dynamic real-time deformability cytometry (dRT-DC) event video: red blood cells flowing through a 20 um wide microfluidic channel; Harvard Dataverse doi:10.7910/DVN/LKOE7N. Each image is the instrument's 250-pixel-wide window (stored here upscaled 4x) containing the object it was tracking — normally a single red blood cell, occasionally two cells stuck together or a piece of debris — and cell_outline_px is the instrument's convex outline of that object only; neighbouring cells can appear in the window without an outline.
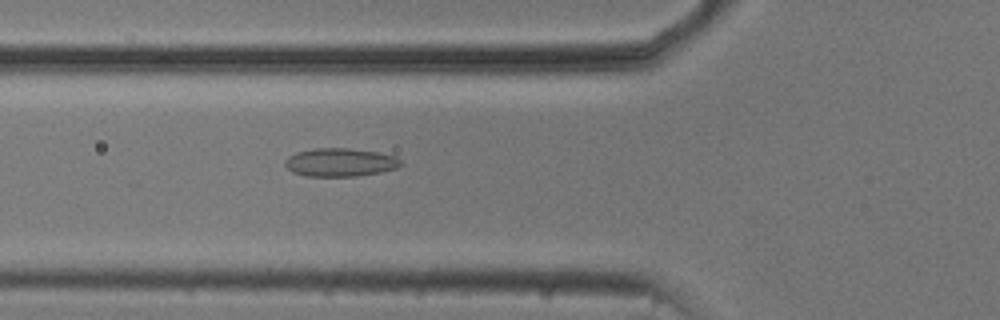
{"species": "common noctule bat (a hibernating species)", "species_latin": "Nyctalus noctula", "temperature_condition": "cold", "stored_images_in_passage": 50, "camera_frame_rate_fps": 3000, "um_per_image_px": 0.085, "animal": {"sex": "male", "body_mass_g": 20.5, "forearm_length_mm": 52.5}, "frame": {"image": 1, "passage_image": 15, "time_ms": 4.667, "image_size_px": [1000, 320], "cell_outline_px": [[404, 164], [396, 168], [380, 172], [356, 176], [304, 176], [292, 172], [284, 164], [284, 160], [288, 156], [296, 152], [312, 148], [348, 148], [376, 152], [396, 156]], "centroid_in_image_um": [28.89, 13.79], "position_along_channel_um": 96.9, "area_um2": 19.19}}
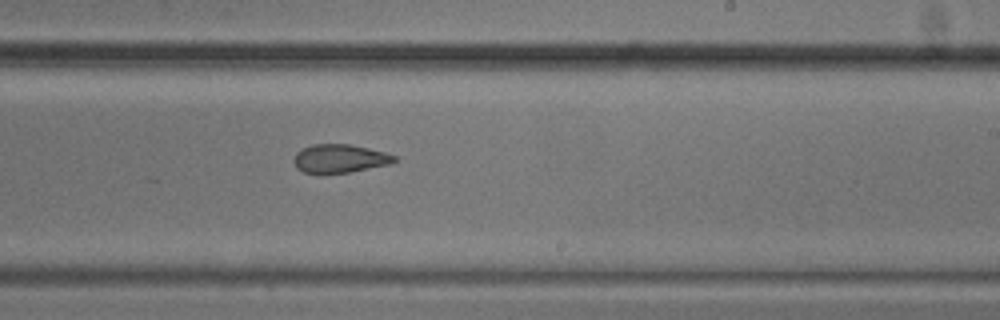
{"frame": {"image": 2, "passage_image": 28, "time_ms": 9.0, "image_size_px": [1000, 320], "cell_outline_px": [[396, 160], [388, 164], [348, 172], [320, 176], [304, 172], [296, 168], [292, 160], [296, 152], [312, 144], [348, 144], [368, 148], [384, 152], [396, 156]], "centroid_in_image_um": [28.79, 13.5], "position_along_channel_um": 260.2, "area_um2": 16.94}}
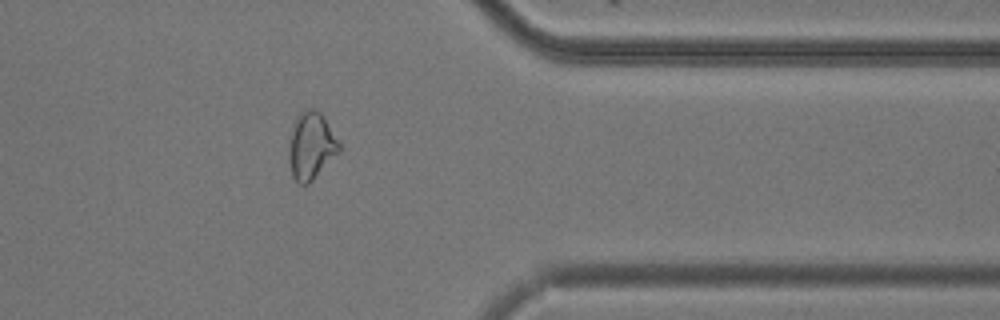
{"frame": {"image": 3, "passage_image": 39, "time_ms": 12.667, "image_size_px": [1000, 320], "cell_outline_px": [[340, 152], [308, 184], [300, 184], [292, 176], [288, 156], [288, 144], [296, 120], [300, 112], [308, 108], [312, 108], [320, 112], [324, 116], [340, 144]], "centroid_in_image_um": [26.45, 12.4], "position_along_channel_um": 384.9, "area_um2": 19.54}, "authors_computed_cell_mechanics": {"area_um2": 19.2763, "velocity_mm_per_s": 3.7577, "shape_relaxation_time_tau1_ms": null, "shape_relaxation_time_tau2_ms": 2.9569, "deformation_change_tau1": null, "deformation_change_tau2": 0.086}}